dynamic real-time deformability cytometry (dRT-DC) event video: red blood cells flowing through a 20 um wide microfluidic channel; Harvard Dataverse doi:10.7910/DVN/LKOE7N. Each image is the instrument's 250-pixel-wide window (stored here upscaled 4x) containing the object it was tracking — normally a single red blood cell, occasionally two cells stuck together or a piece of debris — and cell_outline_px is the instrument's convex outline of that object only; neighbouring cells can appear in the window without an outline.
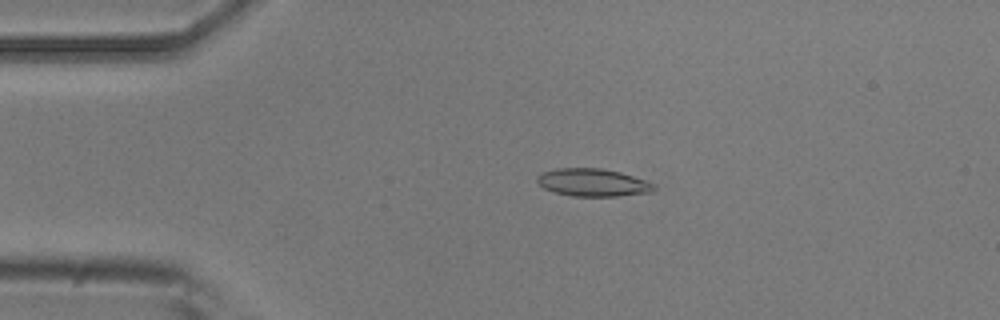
{"species": "common noctule bat (a hibernating species)", "species_latin": "Nyctalus noctula", "temperature_condition": "room temperature", "stored_images_in_passage": 3, "camera_frame_rate_fps": 3000, "um_per_image_px": 0.085, "animal": {"sex": "male", "body_mass_g": 20.5, "forearm_length_mm": 52.5}, "frame": {"image": 1, "passage_image": 2, "time_ms": 1.333, "image_size_px": [1000, 320], "cell_outline_px": [[656, 188], [652, 192], [620, 196], [572, 196], [556, 192], [544, 188], [536, 180], [536, 176], [544, 172], [556, 168], [600, 168], [620, 172], [656, 184]], "centroid_in_image_um": [50.41, 15.51], "position_along_channel_um": 34.6, "area_um2": 18.79}}